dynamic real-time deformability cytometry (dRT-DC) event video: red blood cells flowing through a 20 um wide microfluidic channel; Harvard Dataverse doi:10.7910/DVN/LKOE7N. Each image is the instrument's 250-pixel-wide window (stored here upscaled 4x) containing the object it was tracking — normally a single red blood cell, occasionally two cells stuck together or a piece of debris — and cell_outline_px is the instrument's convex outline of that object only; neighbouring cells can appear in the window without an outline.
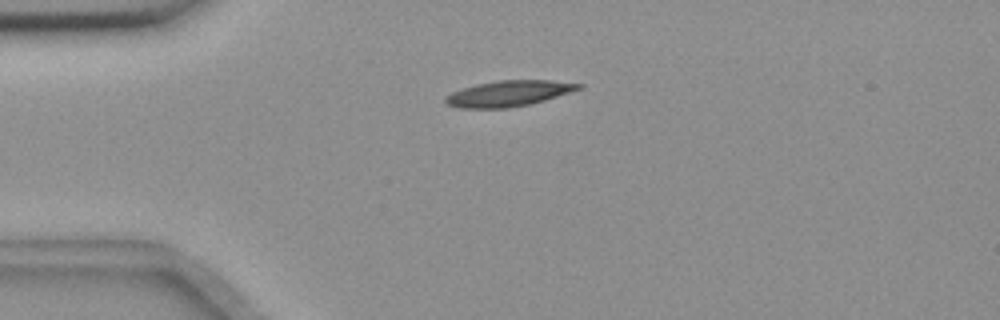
{"species": "common noctule bat (a hibernating species)", "species_latin": "Nyctalus noctula", "temperature_condition": "room temperature", "stored_images_in_passage": 43, "camera_frame_rate_fps": 3000, "um_per_image_px": 0.085, "animal": {"sex": "female", "body_mass_g": 18.4}, "frame": {"image": 1, "passage_image": 1, "time_ms": 0.0, "image_size_px": [1000, 320], "cell_outline_px": [[584, 84], [580, 88], [544, 100], [528, 104], [508, 108], [460, 108], [448, 104], [444, 100], [452, 92], [476, 84], [500, 80], [552, 80]], "centroid_in_image_um": [43.23, 7.94], "position_along_channel_um": 41.8, "area_um2": 19.59}}
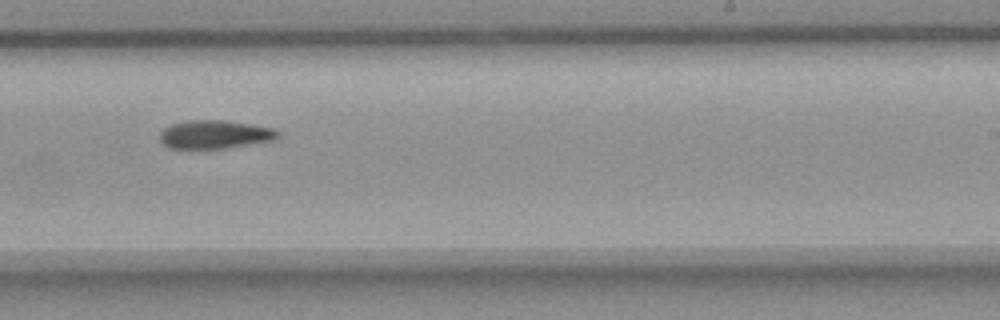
{"frame": {"image": 2, "passage_image": 22, "time_ms": 7.0, "image_size_px": [1000, 320], "cell_outline_px": [[280, 136], [272, 140], [224, 148], [188, 152], [168, 148], [160, 140], [160, 132], [164, 128], [172, 124], [188, 120], [224, 120], [272, 128], [280, 132]], "centroid_in_image_um": [18.16, 11.47], "position_along_channel_um": 270.8, "area_um2": 20.06}}
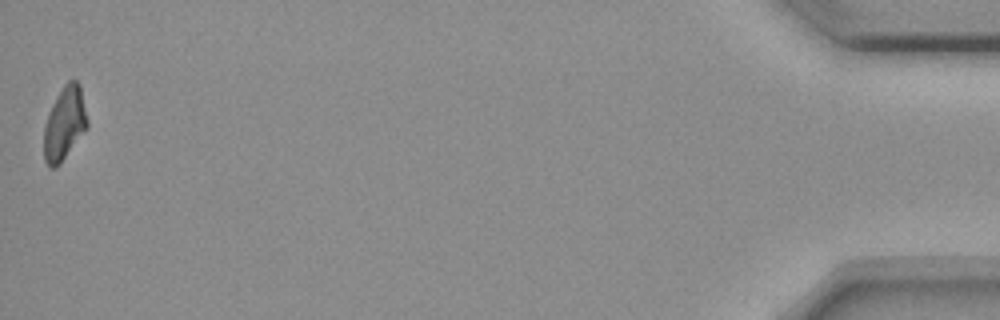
{"frame": {"image": 3, "passage_image": 43, "time_ms": 14.0, "image_size_px": [1000, 320], "cell_outline_px": [[88, 124], [60, 164], [56, 168], [48, 168], [44, 160], [44, 124], [48, 112], [56, 96], [64, 84], [68, 80], [76, 80], [80, 84], [88, 120]], "centroid_in_image_um": [5.45, 10.48], "position_along_channel_um": 429.7, "area_um2": 18.5}, "authors_computed_cell_mechanics": {"area_um2": 19.5364, "velocity_mm_per_s": 3.6366, "shape_relaxation_time_tau1_ms": 7.2306, "shape_relaxation_time_tau2_ms": null, "deformation_change_tau1": 0.1772, "deformation_change_tau2": null}}